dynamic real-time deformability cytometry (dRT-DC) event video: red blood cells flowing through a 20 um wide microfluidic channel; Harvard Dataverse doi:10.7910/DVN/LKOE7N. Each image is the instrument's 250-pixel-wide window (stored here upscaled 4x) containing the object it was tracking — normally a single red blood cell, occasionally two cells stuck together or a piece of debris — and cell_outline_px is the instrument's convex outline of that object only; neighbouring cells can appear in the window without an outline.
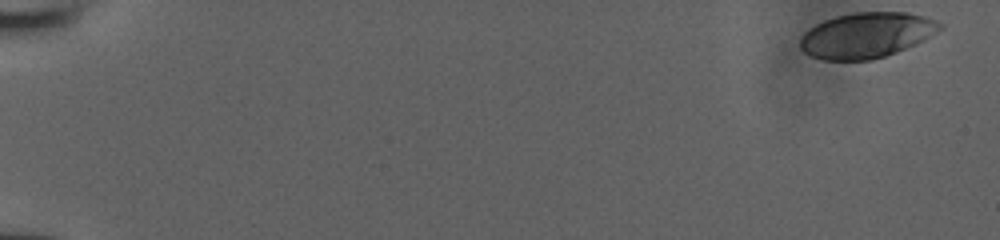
{"species": "human", "species_latin": "Homo sapiens", "temperature_condition": "room temperature", "stored_images_in_passage": 52, "camera_frame_rate_fps": 3000, "um_per_image_px": 0.085, "donor": {"sex": "male"}, "frame": {"image": 1, "passage_image": 1, "time_ms": 0.0, "image_size_px": [1000, 240], "cell_outline_px": [[944, 28], [924, 40], [916, 44], [896, 52], [872, 60], [824, 60], [812, 56], [804, 52], [800, 48], [800, 36], [808, 28], [824, 20], [836, 16], [856, 12], [904, 12], [924, 16], [936, 20], [944, 24]], "centroid_in_image_um": [73.66, 2.99], "position_along_channel_um": 11.3, "area_um2": 37.17}}
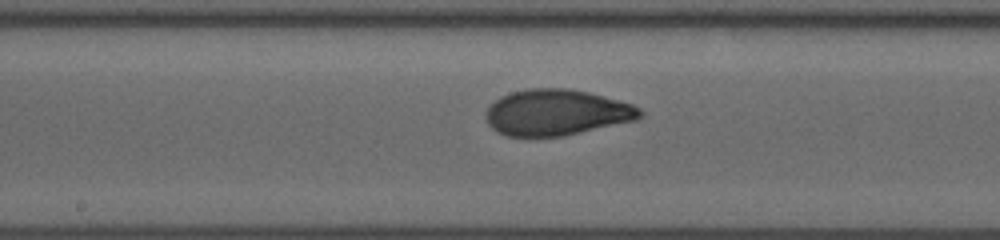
{"frame": {"image": 2, "passage_image": 29, "time_ms": 9.333, "image_size_px": [1000, 240], "cell_outline_px": [[644, 112], [636, 120], [564, 136], [508, 136], [496, 132], [488, 124], [484, 116], [484, 112], [500, 96], [512, 92], [528, 88], [568, 88], [588, 92], [632, 104], [640, 108]], "centroid_in_image_um": [47.28, 9.56], "position_along_channel_um": 200.9, "area_um2": 41.33}}
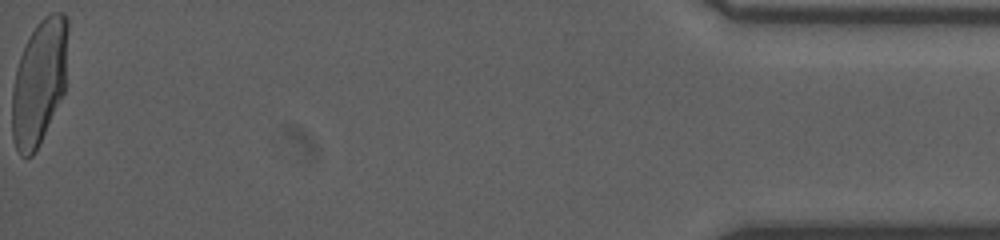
{"frame": {"image": 3, "passage_image": 52, "time_ms": 17.0, "image_size_px": [1000, 240], "cell_outline_px": [[68, 28], [64, 92], [36, 152], [32, 156], [20, 156], [16, 148], [12, 136], [12, 88], [16, 68], [20, 56], [36, 24], [44, 16], [52, 12], [64, 12], [68, 16]], "centroid_in_image_um": [3.33, 6.97], "position_along_channel_um": 431.9, "area_um2": 40.81}}